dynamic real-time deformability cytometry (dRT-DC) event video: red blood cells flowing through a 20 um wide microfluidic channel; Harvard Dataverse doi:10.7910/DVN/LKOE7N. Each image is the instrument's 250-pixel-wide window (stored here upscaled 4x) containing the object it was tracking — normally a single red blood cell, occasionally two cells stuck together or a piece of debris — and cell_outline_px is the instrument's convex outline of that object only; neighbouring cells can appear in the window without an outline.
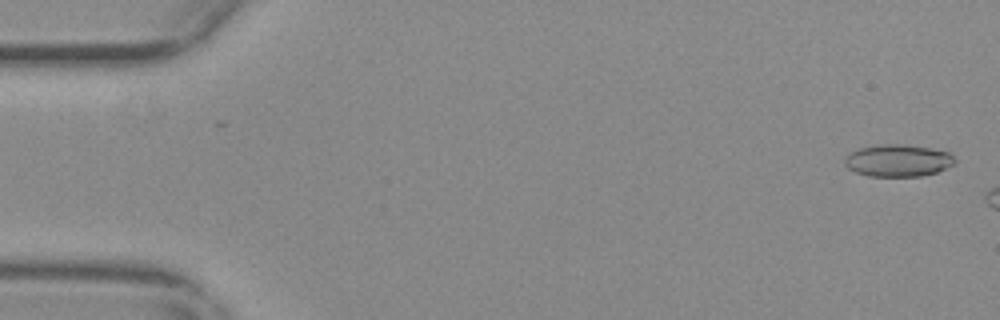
{"species": "common noctule bat (a hibernating species)", "species_latin": "Nyctalus noctula", "temperature_condition": "warm", "stored_images_in_passage": 8, "camera_frame_rate_fps": 3000, "um_per_image_px": 0.085, "animal": {"sex": "female", "body_mass_g": 29.2, "forearm_length_mm": 56.3}, "frame": {"image": 1, "passage_image": 2, "time_ms": 0.333, "image_size_px": [1000, 320], "cell_outline_px": [[956, 164], [936, 172], [920, 176], [868, 176], [856, 172], [848, 168], [844, 164], [844, 160], [852, 152], [860, 148], [884, 144], [904, 144], [928, 148], [948, 152], [956, 160]], "centroid_in_image_um": [76.35, 13.65], "position_along_channel_um": 8.7, "area_um2": 20.4}}